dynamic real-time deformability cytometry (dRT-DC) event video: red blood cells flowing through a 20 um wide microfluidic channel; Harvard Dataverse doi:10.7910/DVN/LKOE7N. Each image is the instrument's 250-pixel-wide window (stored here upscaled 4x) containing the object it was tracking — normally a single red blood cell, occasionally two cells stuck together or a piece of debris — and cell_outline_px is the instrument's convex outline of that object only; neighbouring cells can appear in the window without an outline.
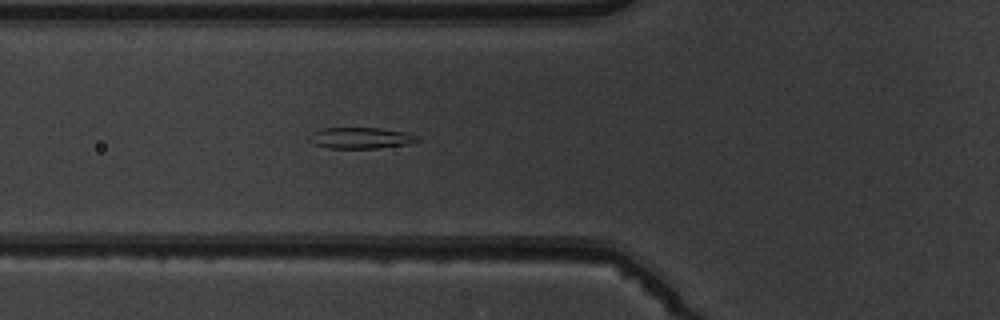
{"species": "common noctule bat (a hibernating species)", "species_latin": "Nyctalus noctula", "temperature_condition": "warm", "stored_images_in_passage": 6, "camera_frame_rate_fps": 3000, "um_per_image_px": 0.085, "animal": {"sex": "male", "body_mass_g": 19.5, "forearm_length_mm": 54.6}, "frame": {"image": 1, "passage_image": 5, "time_ms": 4.667, "image_size_px": [1000, 320], "cell_outline_px": [[420, 140], [404, 144], [376, 148], [328, 148], [312, 144], [312, 132], [324, 128], [380, 128], [404, 132]], "centroid_in_image_um": [30.59, 11.73], "position_along_channel_um": 95.2, "area_um2": 12.83}}